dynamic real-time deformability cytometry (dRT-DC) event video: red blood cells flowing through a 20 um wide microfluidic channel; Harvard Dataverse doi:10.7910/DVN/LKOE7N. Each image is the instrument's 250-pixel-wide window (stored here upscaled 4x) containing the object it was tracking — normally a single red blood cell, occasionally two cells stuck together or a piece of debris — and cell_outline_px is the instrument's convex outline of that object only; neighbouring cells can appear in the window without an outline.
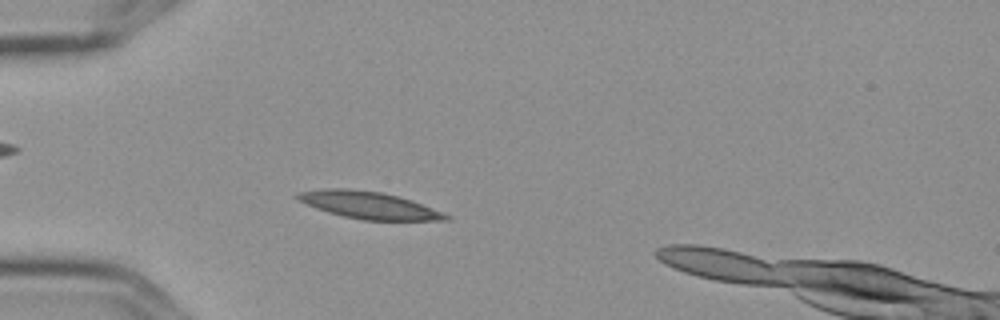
{"species": "Egyptian fruit bat (a non-hibernating species)", "species_latin": "Rousettus aegyptiacus", "temperature_condition": "cold", "stored_images_in_passage": 5, "segment_of_instrument_passage": [1, 2], "camera_frame_rate_fps": 3000, "um_per_image_px": 0.085, "frame": {"image": 1, "passage_image": 3, "time_ms": 0.667, "image_size_px": [1000, 320], "cell_outline_px": [[452, 220], [364, 220], [344, 216], [328, 212], [316, 208], [292, 196], [296, 192], [324, 188], [348, 188], [380, 192], [412, 200], [452, 216]], "centroid_in_image_um": [31.34, 17.43], "position_along_channel_um": 53.7, "area_um2": 23.35}}